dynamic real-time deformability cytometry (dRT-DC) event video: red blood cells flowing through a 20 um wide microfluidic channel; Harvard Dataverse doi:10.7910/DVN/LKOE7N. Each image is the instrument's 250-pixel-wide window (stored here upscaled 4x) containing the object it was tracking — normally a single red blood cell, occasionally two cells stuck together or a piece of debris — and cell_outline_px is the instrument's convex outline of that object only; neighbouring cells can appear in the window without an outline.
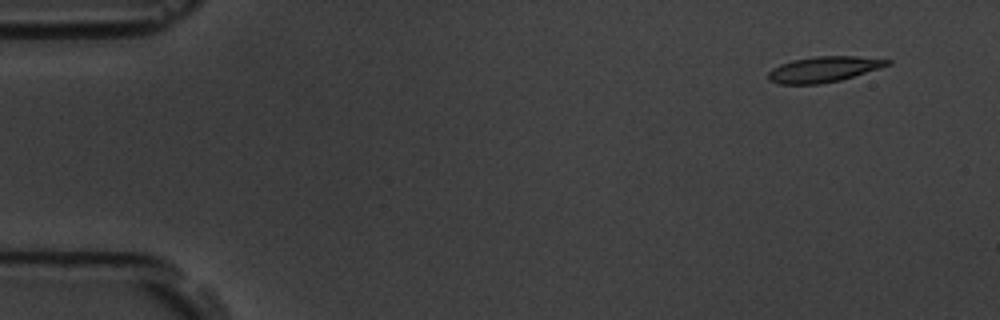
{"species": "common noctule bat (a hibernating species)", "species_latin": "Nyctalus noctula", "temperature_condition": "room temperature", "stored_images_in_passage": 10, "camera_frame_rate_fps": 3000, "um_per_image_px": 0.085, "animal": {"sex": "male", "body_mass_g": 19.5, "forearm_length_mm": 54.6}, "frame": {"image": 1, "passage_image": 1, "time_ms": 0.0, "image_size_px": [1000, 320], "cell_outline_px": [[892, 64], [880, 68], [840, 80], [816, 84], [780, 84], [768, 80], [768, 72], [772, 68], [780, 64], [792, 60], [816, 56], [856, 56], [892, 60]], "centroid_in_image_um": [70.01, 5.88], "position_along_channel_um": 15.0, "area_um2": 17.74}}
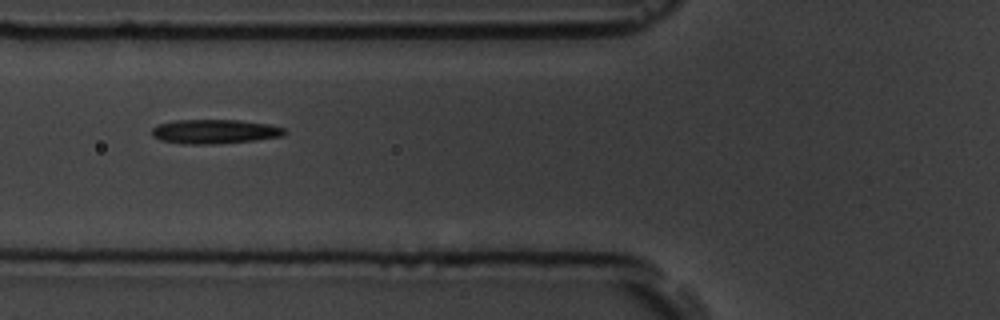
{"frame": {"image": 2, "passage_image": 6, "time_ms": 5.667, "image_size_px": [1000, 320], "cell_outline_px": [[288, 132], [280, 136], [256, 140], [212, 144], [184, 144], [160, 140], [152, 136], [152, 128], [156, 124], [172, 120], [240, 120], [268, 124], [284, 128]], "centroid_in_image_um": [18.2, 11.17], "position_along_channel_um": 107.6, "area_um2": 18.84}}
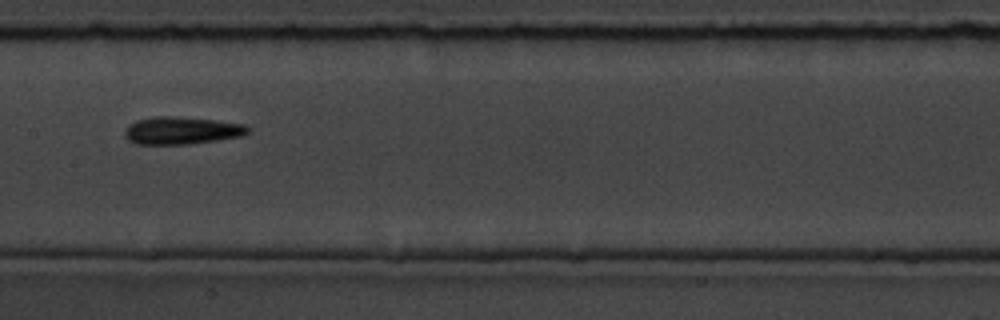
{"frame": {"image": 3, "passage_image": 8, "time_ms": 8.0, "image_size_px": [1000, 320], "cell_outline_px": [[248, 132], [244, 136], [188, 144], [136, 144], [128, 140], [124, 136], [124, 132], [128, 124], [136, 120], [152, 116], [172, 116], [216, 120], [244, 124], [248, 128]], "centroid_in_image_um": [15.4, 11.09], "position_along_channel_um": 192.0, "area_um2": 19.83}}